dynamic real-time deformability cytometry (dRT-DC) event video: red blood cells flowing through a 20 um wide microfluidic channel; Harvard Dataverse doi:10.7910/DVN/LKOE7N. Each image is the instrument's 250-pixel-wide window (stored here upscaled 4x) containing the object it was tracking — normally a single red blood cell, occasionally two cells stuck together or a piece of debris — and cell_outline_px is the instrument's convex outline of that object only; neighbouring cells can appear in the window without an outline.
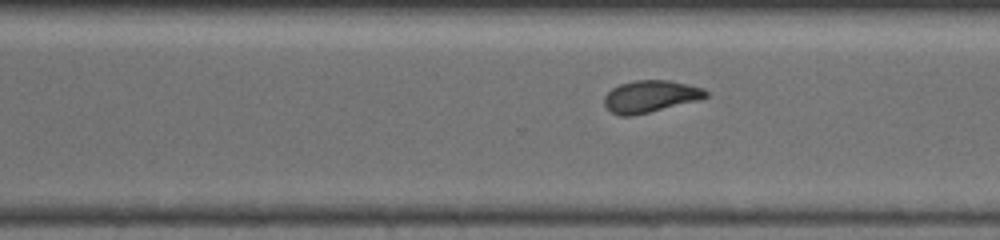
{"species": "common noctule bat (a hibernating species)", "species_latin": "Nyctalus noctula", "temperature_condition": "warm", "stored_images_in_passage": 17, "segment_of_instrument_passage": [2, 2], "camera_frame_rate_fps": 3000, "um_per_image_px": 0.085, "animal": {"sex": "female", "body_mass_g": 19.5, "forearm_length_mm": 54.1}, "frame": {"image": 1, "passage_image": 17, "time_ms": 6.667, "image_size_px": [1000, 240], "cell_outline_px": [[708, 96], [700, 100], [632, 116], [620, 116], [612, 112], [604, 104], [604, 96], [612, 88], [620, 84], [636, 80], [668, 80], [688, 84], [704, 88], [708, 92]], "centroid_in_image_um": [55.3, 8.19], "position_along_channel_um": 315.3, "area_um2": 18.96}}